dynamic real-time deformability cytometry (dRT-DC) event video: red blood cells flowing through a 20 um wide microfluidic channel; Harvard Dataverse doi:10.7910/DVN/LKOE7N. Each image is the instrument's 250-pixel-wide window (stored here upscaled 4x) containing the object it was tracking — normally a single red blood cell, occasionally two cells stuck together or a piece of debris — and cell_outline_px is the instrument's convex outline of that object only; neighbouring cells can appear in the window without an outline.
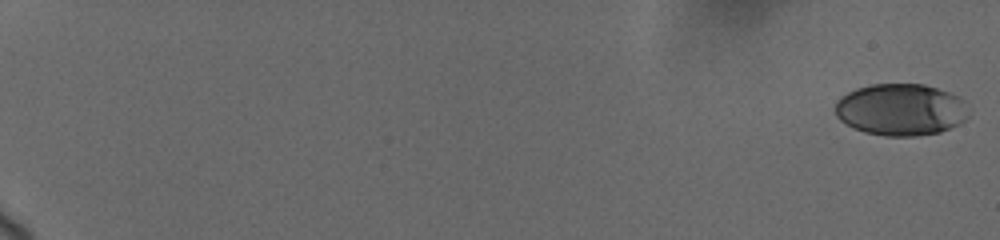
{"species": "human", "species_latin": "Homo sapiens", "temperature_condition": "cold", "stored_images_in_passage": 14, "camera_frame_rate_fps": 3000, "um_per_image_px": 0.085, "donor": {"sex": "female"}, "frame": {"image": 1, "passage_image": 1, "time_ms": 0.0, "image_size_px": [1000, 240], "cell_outline_px": [[968, 116], [960, 124], [940, 132], [916, 136], [884, 136], [864, 132], [840, 120], [836, 116], [836, 100], [840, 96], [856, 88], [872, 84], [924, 84], [960, 96], [964, 100]], "centroid_in_image_um": [76.57, 9.32], "position_along_channel_um": 8.4, "area_um2": 40.4}}
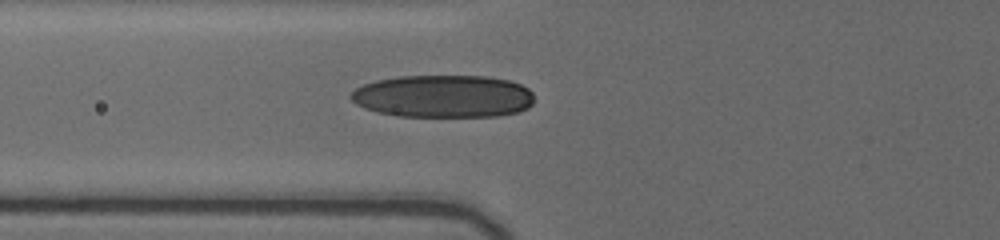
{"frame": {"image": 2, "passage_image": 12, "time_ms": 8.333, "image_size_px": [1000, 240], "cell_outline_px": [[532, 104], [528, 108], [516, 112], [496, 116], [400, 116], [380, 112], [364, 108], [356, 104], [348, 96], [356, 88], [364, 84], [376, 80], [400, 76], [484, 76], [508, 80], [520, 84], [528, 88], [532, 92]], "centroid_in_image_um": [37.67, 8.18], "position_along_channel_um": 88.1, "area_um2": 45.37}}
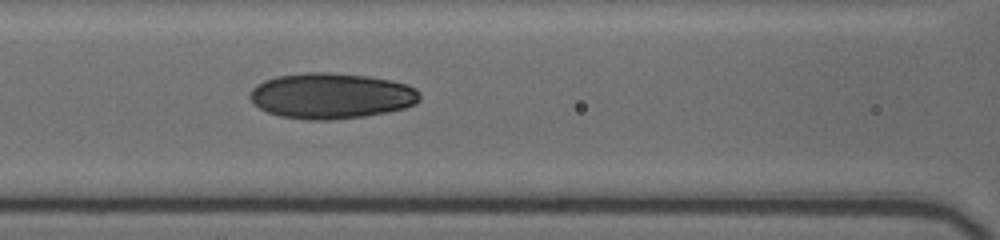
{"frame": {"image": 3, "passage_image": 14, "time_ms": 9.667, "image_size_px": [1000, 240], "cell_outline_px": [[420, 100], [416, 104], [404, 108], [388, 112], [364, 116], [332, 120], [308, 120], [280, 116], [268, 112], [260, 108], [248, 96], [252, 88], [256, 84], [264, 80], [276, 76], [304, 72], [324, 72], [368, 76], [392, 80], [408, 84], [416, 88], [420, 92]], "centroid_in_image_um": [28.18, 8.14], "position_along_channel_um": 138.4, "area_um2": 45.55}}